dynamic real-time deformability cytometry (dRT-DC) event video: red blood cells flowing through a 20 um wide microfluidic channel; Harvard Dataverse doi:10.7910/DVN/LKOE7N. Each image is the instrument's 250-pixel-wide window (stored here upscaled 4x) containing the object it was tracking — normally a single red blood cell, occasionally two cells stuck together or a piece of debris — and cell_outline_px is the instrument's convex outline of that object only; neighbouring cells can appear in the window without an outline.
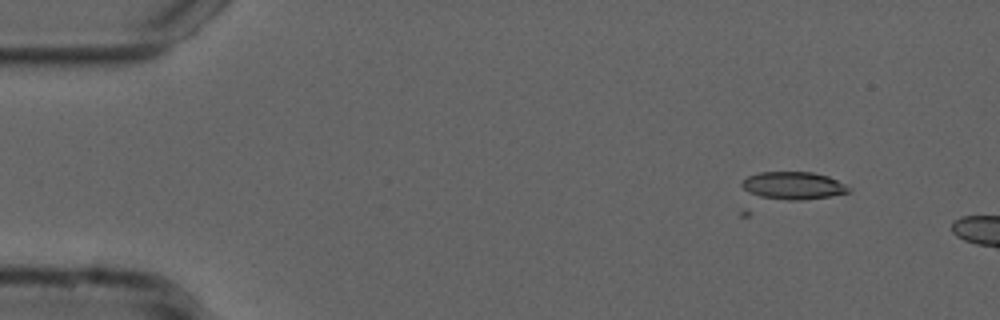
{"species": "common noctule bat (a hibernating species)", "species_latin": "Nyctalus noctula", "temperature_condition": "cold", "stored_images_in_passage": 2, "camera_frame_rate_fps": 3000, "um_per_image_px": 0.085, "animal": {"sex": "male", "forearm_length_mm": 52.5}, "frame": {"image": 1, "passage_image": 2, "time_ms": 0.333, "image_size_px": [1000, 320], "cell_outline_px": [[852, 188], [848, 192], [832, 196], [800, 200], [788, 200], [760, 196], [748, 192], [740, 184], [748, 176], [760, 172], [812, 172], [828, 176]], "centroid_in_image_um": [67.44, 15.77], "position_along_channel_um": 17.6, "area_um2": 16.99}}